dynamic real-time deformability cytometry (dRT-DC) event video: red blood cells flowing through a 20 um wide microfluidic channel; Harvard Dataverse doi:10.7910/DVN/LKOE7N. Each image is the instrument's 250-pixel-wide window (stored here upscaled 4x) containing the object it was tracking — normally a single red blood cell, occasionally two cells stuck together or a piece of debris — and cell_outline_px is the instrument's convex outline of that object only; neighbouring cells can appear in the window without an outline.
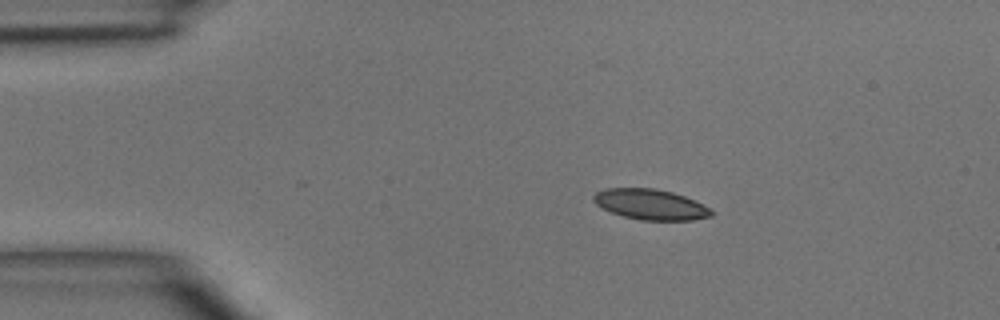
{"species": "common noctule bat (a hibernating species)", "species_latin": "Nyctalus noctula", "temperature_condition": "room temperature", "stored_images_in_passage": 4, "camera_frame_rate_fps": 3000, "um_per_image_px": 0.085, "animal": {"sex": "male", "body_mass_g": 15.6}, "frame": {"image": 1, "passage_image": 2, "time_ms": 1.0, "image_size_px": [1000, 320], "cell_outline_px": [[712, 216], [692, 220], [640, 220], [624, 216], [612, 212], [596, 204], [592, 200], [592, 196], [596, 192], [604, 188], [656, 188], [672, 192], [684, 196], [708, 208], [712, 212]], "centroid_in_image_um": [55.24, 17.37], "position_along_channel_um": 29.8, "area_um2": 20.69}}
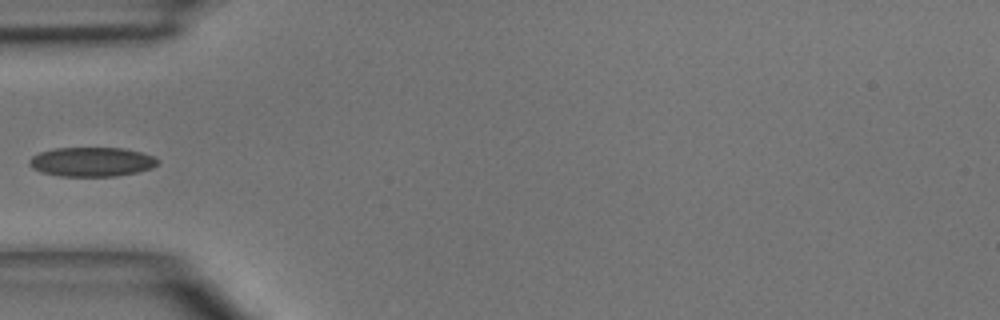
{"frame": {"image": 2, "passage_image": 4, "time_ms": 3.333, "image_size_px": [1000, 320], "cell_outline_px": [[160, 164], [152, 168], [136, 172], [116, 176], [60, 176], [40, 172], [32, 168], [28, 164], [28, 160], [32, 156], [40, 152], [56, 148], [124, 148], [156, 156], [160, 160]], "centroid_in_image_um": [7.82, 13.75], "position_along_channel_um": 77.2, "area_um2": 22.14}}